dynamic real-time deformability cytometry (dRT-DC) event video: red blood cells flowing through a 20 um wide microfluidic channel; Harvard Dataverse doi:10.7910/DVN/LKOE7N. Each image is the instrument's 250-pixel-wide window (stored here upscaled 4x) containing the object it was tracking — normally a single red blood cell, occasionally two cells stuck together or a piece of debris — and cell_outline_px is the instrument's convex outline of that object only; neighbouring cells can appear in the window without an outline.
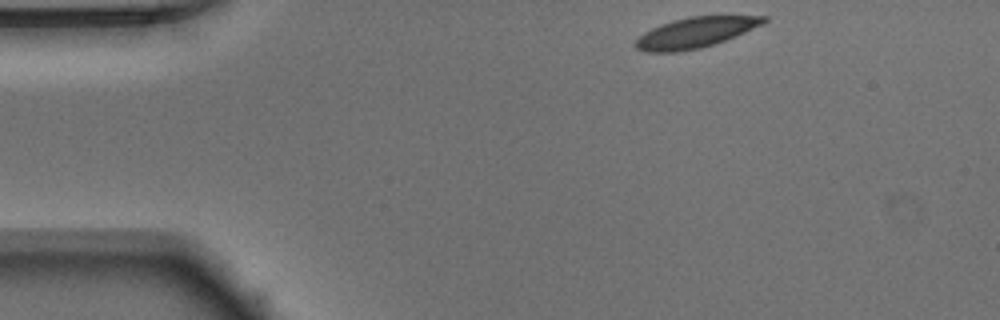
{"species": "Egyptian fruit bat (a non-hibernating species)", "species_latin": "Rousettus aegyptiacus", "temperature_condition": "warm", "stored_images_in_passage": 44, "camera_frame_rate_fps": 3000, "um_per_image_px": 0.085, "animal": {"sex": "male"}, "frame": {"image": 1, "passage_image": 1, "time_ms": 0.0, "image_size_px": [1000, 320], "cell_outline_px": [[768, 20], [744, 32], [724, 40], [700, 48], [676, 52], [648, 52], [636, 48], [636, 40], [644, 32], [660, 24], [672, 20], [688, 16], [768, 16]], "centroid_in_image_um": [59.07, 2.76], "position_along_channel_um": 25.9, "area_um2": 22.31}}
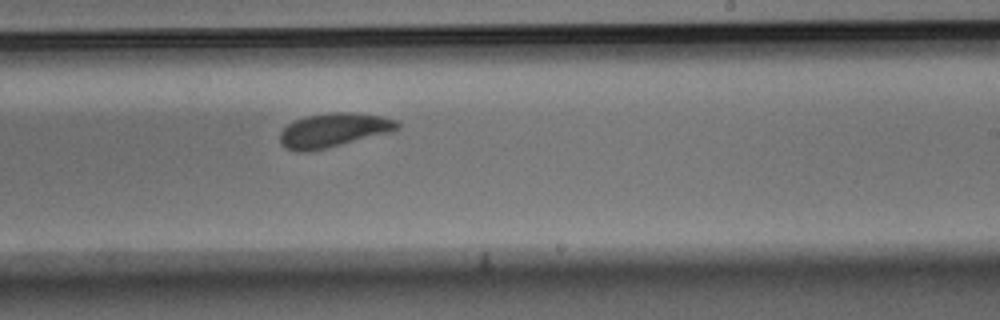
{"frame": {"image": 2, "passage_image": 24, "time_ms": 7.667, "image_size_px": [1000, 320], "cell_outline_px": [[400, 128], [392, 132], [308, 152], [296, 152], [284, 148], [280, 144], [280, 132], [288, 124], [304, 116], [332, 112], [352, 112], [380, 116], [396, 120], [400, 124]], "centroid_in_image_um": [28.33, 11.07], "position_along_channel_um": 260.7, "area_um2": 23.35}}
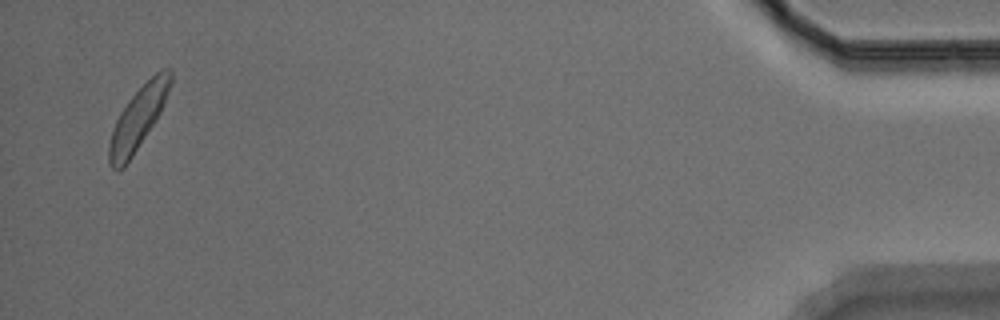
{"frame": {"image": 3, "passage_image": 43, "time_ms": 14.0, "image_size_px": [1000, 320], "cell_outline_px": [[172, 84], [160, 112], [156, 120], [124, 168], [116, 172], [108, 164], [108, 144], [112, 128], [120, 112], [128, 100], [160, 68], [172, 68]], "centroid_in_image_um": [11.72, 10.06], "position_along_channel_um": 423.5, "area_um2": 22.37}, "authors_computed_cell_mechanics": {"area_um2": 22.9466, "velocity_mm_per_s": 3.8886, "shape_relaxation_time_tau1_ms": 2.4434, "shape_relaxation_time_tau2_ms": 3.0575, "deformation_change_tau1": 0.1065, "deformation_change_tau2": 0.0865}}